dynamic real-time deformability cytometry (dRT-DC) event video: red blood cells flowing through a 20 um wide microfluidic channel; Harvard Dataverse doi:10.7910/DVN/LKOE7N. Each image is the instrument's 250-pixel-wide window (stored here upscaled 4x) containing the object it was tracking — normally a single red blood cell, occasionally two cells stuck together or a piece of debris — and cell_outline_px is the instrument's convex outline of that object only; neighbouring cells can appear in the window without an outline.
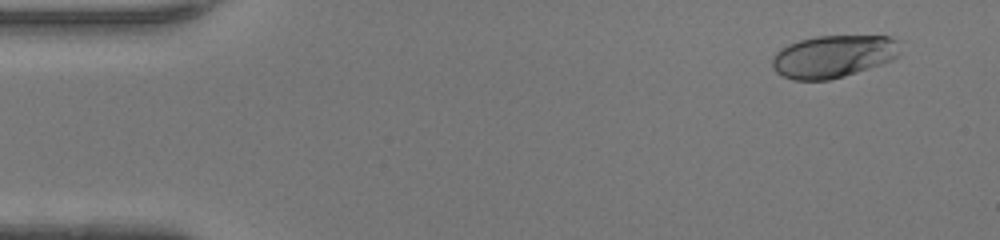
{"species": "human", "species_latin": "Homo sapiens", "temperature_condition": "warm", "stored_images_in_passage": 45, "camera_frame_rate_fps": 3000, "um_per_image_px": 0.085, "donor": {"sex": "female"}, "frame": {"image": 1, "passage_image": 1, "time_ms": 0.0, "image_size_px": [1000, 240], "cell_outline_px": [[884, 36], [848, 72], [836, 76], [820, 80], [804, 80], [788, 76], [780, 72], [784, 52], [788, 48], [796, 44], [808, 40], [832, 36]], "centroid_in_image_um": [70.2, 4.8], "position_along_channel_um": 14.8, "area_um2": 22.37}}
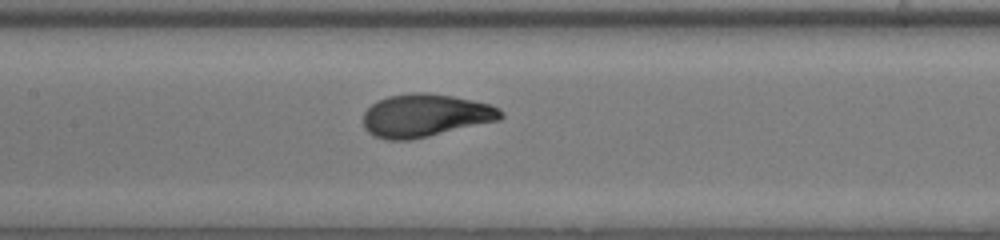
{"frame": {"image": 2, "passage_image": 20, "time_ms": 6.333, "image_size_px": [1000, 240], "cell_outline_px": [[500, 116], [484, 120], [416, 136], [384, 136], [368, 128], [368, 112], [376, 104], [388, 100], [404, 96], [436, 96], [460, 100], [480, 104], [492, 108], [500, 112]], "centroid_in_image_um": [36.1, 9.79], "position_along_channel_um": 171.3, "area_um2": 27.34}}
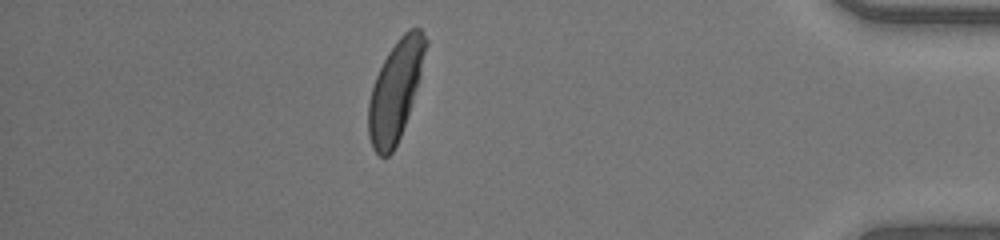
{"frame": {"image": 3, "passage_image": 39, "time_ms": 12.667, "image_size_px": [1000, 240], "cell_outline_px": [[424, 44], [416, 80], [404, 120], [400, 132], [392, 148], [384, 156], [376, 148], [372, 140], [372, 92], [376, 80], [388, 56], [396, 44], [408, 32], [420, 32], [424, 40]], "centroid_in_image_um": [33.59, 7.7], "position_along_channel_um": 401.6, "area_um2": 27.34}, "authors_computed_cell_mechanics": {"area_um2": 26.877, "velocity_mm_per_s": 4.3687, "shape_relaxation_time_tau1_ms": 6.1909, "shape_relaxation_time_tau2_ms": null, "deformation_change_tau1": 0.2384, "deformation_change_tau2": null}}